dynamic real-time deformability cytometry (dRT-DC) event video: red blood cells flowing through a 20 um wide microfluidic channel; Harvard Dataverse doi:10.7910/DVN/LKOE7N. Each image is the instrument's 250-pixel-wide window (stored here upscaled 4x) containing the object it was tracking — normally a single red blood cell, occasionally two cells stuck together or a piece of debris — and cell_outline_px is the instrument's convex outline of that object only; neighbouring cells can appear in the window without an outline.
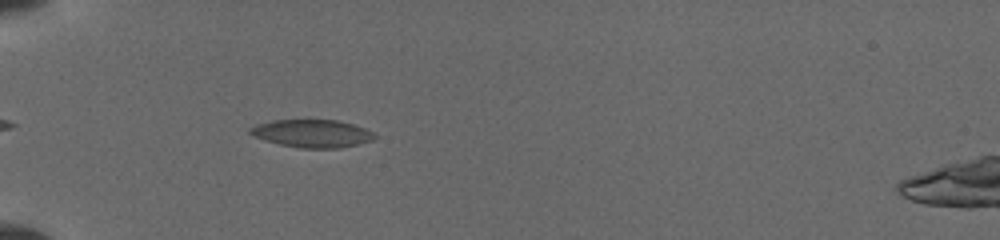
{"species": "common noctule bat (a hibernating species)", "species_latin": "Nyctalus noctula", "temperature_condition": "cold", "stored_images_in_passage": 25, "camera_frame_rate_fps": 3000, "um_per_image_px": 0.085, "animal": {"sex": "female", "body_mass_g": 19.5, "forearm_length_mm": 54.1}, "frame": {"image": 1, "passage_image": 10, "time_ms": 1.0, "image_size_px": [1000, 240], "cell_outline_px": [[376, 136], [372, 140], [356, 144], [336, 148], [300, 148], [280, 144], [256, 136], [248, 132], [248, 128], [256, 124], [272, 120], [336, 120], [352, 124], [364, 128], [372, 132]], "centroid_in_image_um": [26.51, 11.33], "position_along_channel_um": 58.5, "area_um2": 19.83}}
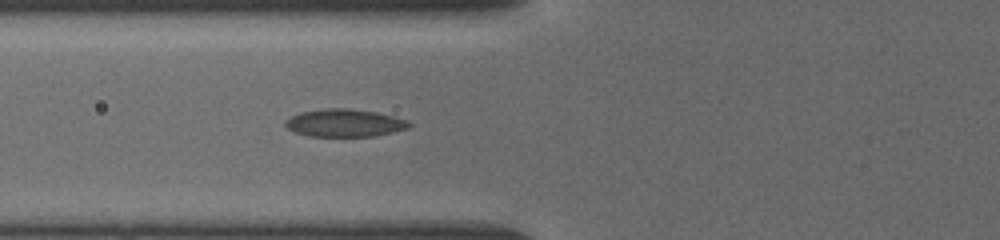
{"frame": {"image": 2, "passage_image": 21, "time_ms": 2.333, "image_size_px": [1000, 240], "cell_outline_px": [[412, 124], [408, 128], [376, 136], [308, 136], [296, 132], [288, 128], [284, 124], [292, 116], [300, 112], [324, 108], [348, 108], [376, 112], [392, 116], [404, 120]], "centroid_in_image_um": [29.28, 10.45], "position_along_channel_um": 96.5, "area_um2": 19.71}}